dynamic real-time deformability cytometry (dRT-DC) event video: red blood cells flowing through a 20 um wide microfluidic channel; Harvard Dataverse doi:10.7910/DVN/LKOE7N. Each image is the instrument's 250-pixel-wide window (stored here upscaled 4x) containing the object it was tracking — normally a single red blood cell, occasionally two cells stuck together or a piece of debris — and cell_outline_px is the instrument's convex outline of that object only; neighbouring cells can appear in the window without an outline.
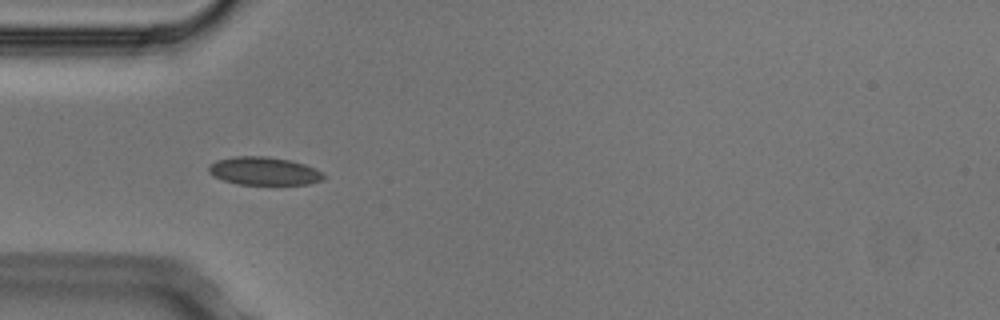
{"species": "Egyptian fruit bat (a non-hibernating species)", "species_latin": "Rousettus aegyptiacus", "temperature_condition": "cold", "stored_images_in_passage": 6, "camera_frame_rate_fps": 3000, "um_per_image_px": 0.085, "animal": {"sex": "male"}, "frame": {"image": 1, "passage_image": 2, "time_ms": 0.333, "image_size_px": [1000, 320], "cell_outline_px": [[324, 180], [308, 184], [240, 184], [224, 180], [212, 176], [208, 172], [208, 168], [216, 160], [236, 156], [268, 156], [288, 160], [304, 164], [320, 172], [324, 176]], "centroid_in_image_um": [22.41, 14.54], "position_along_channel_um": 62.6, "area_um2": 18.55}}
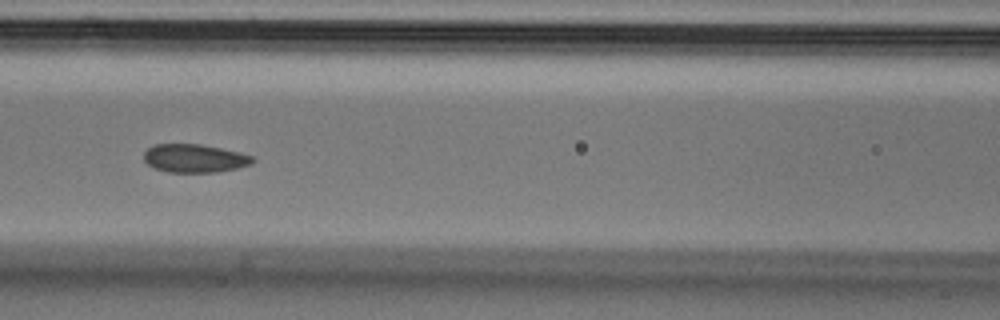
{"frame": {"image": 2, "passage_image": 4, "time_ms": 1.0, "image_size_px": [1000, 320], "cell_outline_px": [[256, 160], [252, 164], [236, 168], [216, 172], [168, 172], [156, 168], [148, 164], [144, 160], [144, 152], [152, 144], [200, 144], [240, 152], [252, 156]], "centroid_in_image_um": [16.54, 13.45], "position_along_channel_um": 150.1, "area_um2": 17.92}}
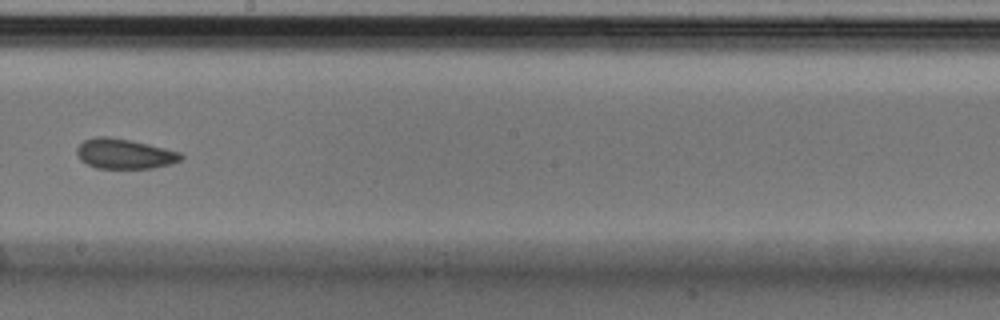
{"frame": {"image": 3, "passage_image": 6, "time_ms": 1.667, "image_size_px": [1000, 320], "cell_outline_px": [[184, 156], [180, 160], [172, 164], [152, 168], [96, 168], [80, 160], [76, 152], [76, 148], [84, 140], [96, 136], [108, 136], [148, 144], [180, 152]], "centroid_in_image_um": [10.56, 13.07], "position_along_channel_um": 237.6, "area_um2": 18.15}}